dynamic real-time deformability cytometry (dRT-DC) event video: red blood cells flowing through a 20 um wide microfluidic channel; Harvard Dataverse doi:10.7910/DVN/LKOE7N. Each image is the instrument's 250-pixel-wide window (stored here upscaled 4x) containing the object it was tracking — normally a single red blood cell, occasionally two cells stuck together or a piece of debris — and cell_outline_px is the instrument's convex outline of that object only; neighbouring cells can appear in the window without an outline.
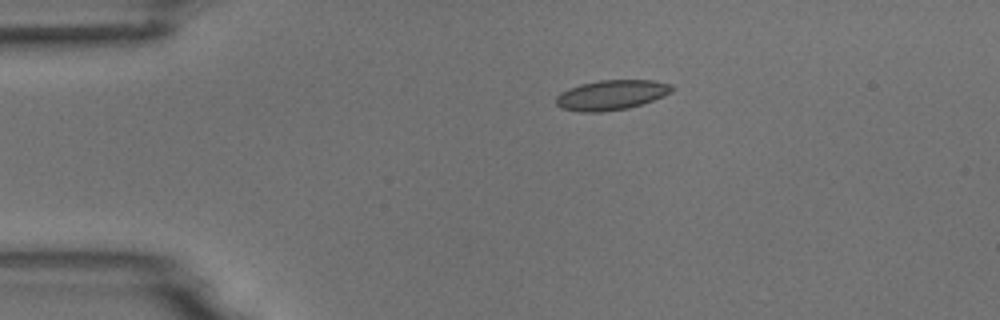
{"species": "common noctule bat (a hibernating species)", "species_latin": "Nyctalus noctula", "temperature_condition": "room temperature", "stored_images_in_passage": 3, "camera_frame_rate_fps": 3000, "um_per_image_px": 0.085, "animal": {"sex": "male", "body_mass_g": 18.8}, "frame": {"image": 1, "passage_image": 1, "time_ms": 0.0, "image_size_px": [1000, 320], "cell_outline_px": [[676, 88], [672, 92], [664, 96], [628, 108], [600, 112], [580, 112], [560, 108], [556, 104], [556, 96], [560, 92], [568, 88], [580, 84], [600, 80], [652, 80], [672, 84]], "centroid_in_image_um": [51.96, 8.07], "position_along_channel_um": 33.0, "area_um2": 20.35}}
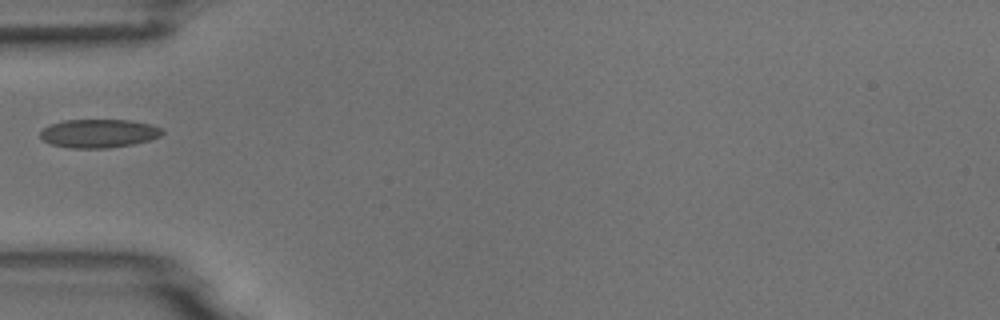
{"frame": {"image": 2, "passage_image": 3, "time_ms": 2.333, "image_size_px": [1000, 320], "cell_outline_px": [[164, 132], [160, 136], [148, 140], [132, 144], [108, 148], [68, 148], [52, 144], [44, 140], [40, 136], [40, 132], [44, 128], [52, 124], [64, 120], [132, 120], [152, 124], [164, 128]], "centroid_in_image_um": [8.44, 11.33], "position_along_channel_um": 76.6, "area_um2": 20.29}}